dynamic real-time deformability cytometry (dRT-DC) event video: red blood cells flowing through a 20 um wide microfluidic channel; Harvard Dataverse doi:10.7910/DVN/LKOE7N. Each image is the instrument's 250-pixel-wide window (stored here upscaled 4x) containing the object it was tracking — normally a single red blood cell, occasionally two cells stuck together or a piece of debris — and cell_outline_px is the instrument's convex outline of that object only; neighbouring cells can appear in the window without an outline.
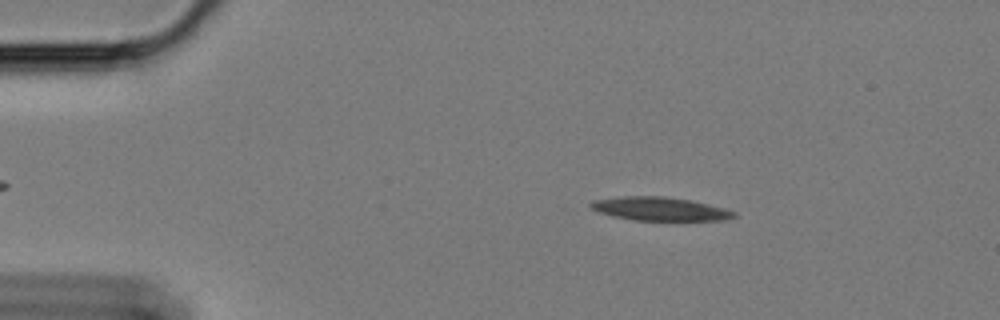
{"species": "Egyptian fruit bat (a non-hibernating species)", "species_latin": "Rousettus aegyptiacus", "temperature_condition": "cold", "stored_images_in_passage": 58, "camera_frame_rate_fps": 3000, "um_per_image_px": 0.085, "animal": {"sex": "female"}, "frame": {"image": 1, "passage_image": 9, "time_ms": 2.667, "image_size_px": [1000, 320], "cell_outline_px": [[736, 216], [724, 220], [636, 220], [612, 216], [600, 212], [592, 208], [588, 204], [592, 200], [620, 196], [664, 196], [692, 200], [724, 208], [736, 212]], "centroid_in_image_um": [56.08, 17.74], "position_along_channel_um": 28.9, "area_um2": 19.59}}
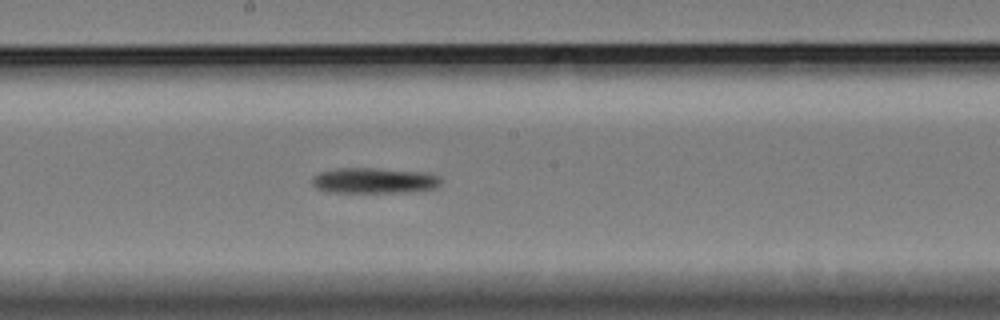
{"frame": {"image": 2, "passage_image": 31, "time_ms": 10.0, "image_size_px": [1000, 320], "cell_outline_px": [[444, 180], [436, 188], [412, 192], [324, 192], [316, 188], [312, 184], [312, 176], [320, 172], [336, 168], [372, 168], [428, 172], [440, 176]], "centroid_in_image_um": [31.84, 15.35], "position_along_channel_um": 216.4, "area_um2": 19.59}}
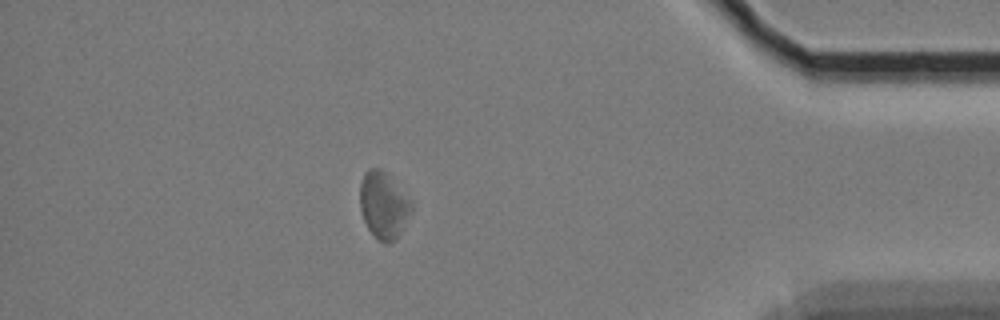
{"frame": {"image": 3, "passage_image": 51, "time_ms": 16.667, "image_size_px": [1000, 320], "cell_outline_px": [[412, 212], [396, 240], [388, 244], [384, 244], [368, 228], [364, 220], [360, 208], [360, 180], [364, 172], [368, 168], [380, 168], [412, 200]], "centroid_in_image_um": [32.6, 17.44], "position_along_channel_um": 402.6, "area_um2": 20.0}}